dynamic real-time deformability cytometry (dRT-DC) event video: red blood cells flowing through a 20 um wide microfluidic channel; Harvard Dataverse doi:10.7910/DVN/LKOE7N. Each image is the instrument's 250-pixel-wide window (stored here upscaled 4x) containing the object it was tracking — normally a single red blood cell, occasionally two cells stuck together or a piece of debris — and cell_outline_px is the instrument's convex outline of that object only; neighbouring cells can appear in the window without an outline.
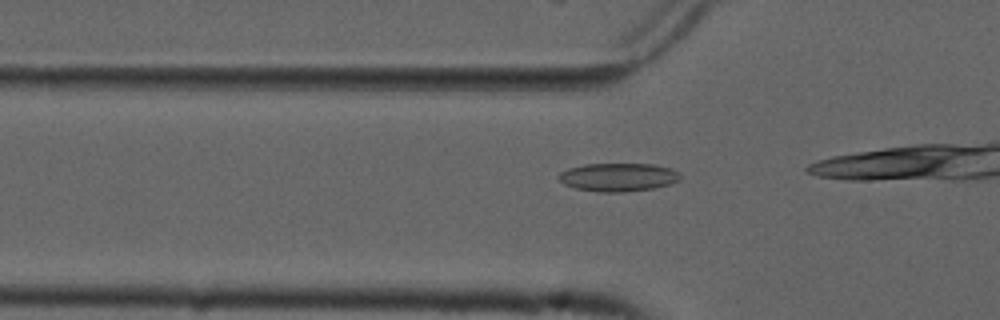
{"species": "common noctule bat (a hibernating species)", "species_latin": "Nyctalus noctula", "temperature_condition": "cold", "stored_images_in_passage": 18, "camera_frame_rate_fps": 3000, "um_per_image_px": 0.085, "animal": {"sex": "male", "forearm_length_mm": 52.5}, "frame": {"image": 1, "passage_image": 13, "time_ms": 4.0, "image_size_px": [1000, 320], "cell_outline_px": [[680, 180], [668, 184], [652, 188], [624, 192], [600, 192], [576, 188], [564, 184], [556, 176], [560, 172], [568, 168], [584, 164], [656, 164], [672, 168], [680, 172]], "centroid_in_image_um": [52.55, 15.05], "position_along_channel_um": 73.3, "area_um2": 20.11}}